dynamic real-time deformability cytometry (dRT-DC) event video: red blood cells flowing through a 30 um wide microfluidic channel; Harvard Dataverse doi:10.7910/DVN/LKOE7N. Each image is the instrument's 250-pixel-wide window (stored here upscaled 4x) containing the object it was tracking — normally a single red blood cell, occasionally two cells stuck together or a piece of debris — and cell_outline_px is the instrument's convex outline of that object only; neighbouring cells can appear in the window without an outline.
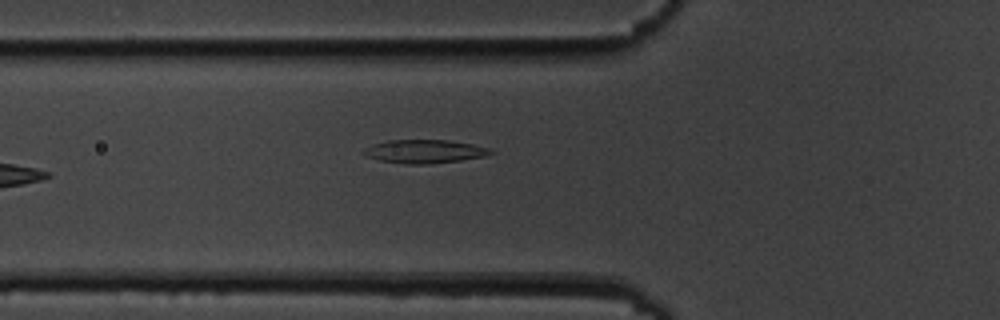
{"species": "common noctule bat (a hibernating species)", "species_latin": "Nyctalus noctula", "temperature_condition": "cold", "stored_images_in_passage": 7, "camera_frame_rate_fps": 3000, "um_per_image_px": 0.085, "animal": {"sex": "male", "body_mass_g": 19.5, "forearm_length_mm": 54.6}, "frame": {"image": 1, "passage_image": 7, "time_ms": 7.0, "image_size_px": [1000, 320], "cell_outline_px": [[496, 152], [484, 156], [460, 160], [428, 164], [408, 164], [380, 160], [364, 156], [360, 152], [364, 148], [372, 144], [388, 140], [448, 140], [472, 144], [492, 148]], "centroid_in_image_um": [36.07, 12.86], "position_along_channel_um": 89.7, "area_um2": 17.46}}